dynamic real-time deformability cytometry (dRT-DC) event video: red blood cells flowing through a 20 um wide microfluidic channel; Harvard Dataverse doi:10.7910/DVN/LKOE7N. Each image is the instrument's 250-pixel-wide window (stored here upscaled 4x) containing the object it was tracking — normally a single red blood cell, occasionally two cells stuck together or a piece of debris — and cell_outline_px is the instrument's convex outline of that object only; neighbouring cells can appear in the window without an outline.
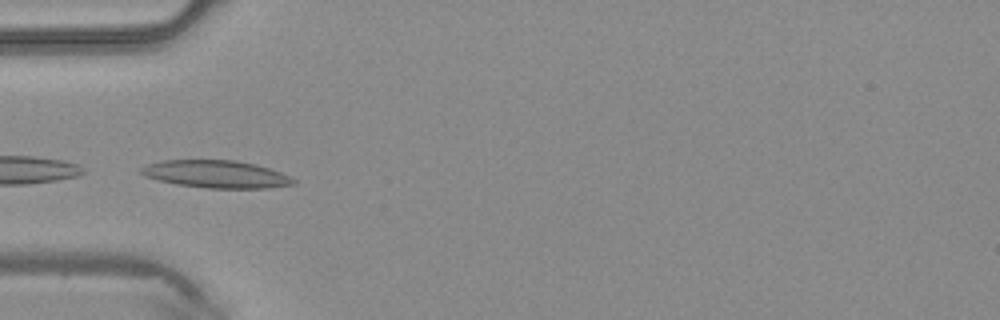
{"species": "common noctule bat (a hibernating species)", "species_latin": "Nyctalus noctula", "temperature_condition": "warm", "stored_images_in_passage": 4, "camera_frame_rate_fps": 3000, "um_per_image_px": 0.085, "animal": {"sex": "male", "body_mass_g": 20.4}, "frame": {"image": 1, "passage_image": 4, "time_ms": 1.0, "image_size_px": [1000, 320], "cell_outline_px": [[296, 184], [268, 188], [208, 188], [176, 184], [144, 176], [140, 172], [140, 168], [144, 164], [164, 160], [236, 160], [256, 164], [280, 172], [296, 180]], "centroid_in_image_um": [18.36, 14.8], "position_along_channel_um": 66.6, "area_um2": 24.45}}